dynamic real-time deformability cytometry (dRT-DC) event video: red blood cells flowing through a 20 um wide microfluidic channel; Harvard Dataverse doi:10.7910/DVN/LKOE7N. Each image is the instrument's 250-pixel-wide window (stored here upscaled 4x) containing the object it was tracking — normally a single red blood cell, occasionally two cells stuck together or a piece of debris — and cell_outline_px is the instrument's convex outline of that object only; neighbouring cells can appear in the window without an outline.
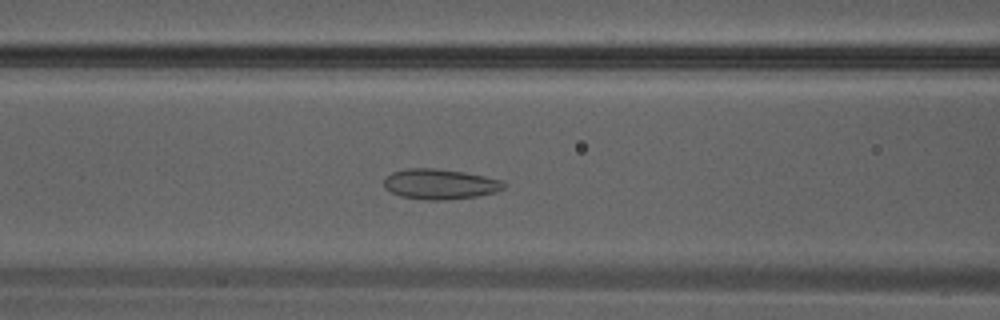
{"species": "Egyptian fruit bat (a non-hibernating species)", "species_latin": "Rousettus aegyptiacus", "temperature_condition": "warm", "stored_images_in_passage": 27, "camera_frame_rate_fps": 3000, "um_per_image_px": 0.085, "animal": {"sex": "male"}, "frame": {"image": 1, "passage_image": 8, "time_ms": 2.333, "image_size_px": [1000, 320], "cell_outline_px": [[508, 184], [504, 188], [496, 192], [480, 196], [440, 200], [428, 200], [400, 196], [384, 188], [384, 180], [392, 172], [408, 168], [436, 168], [464, 172], [504, 180]], "centroid_in_image_um": [37.44, 15.64], "position_along_channel_um": 129.2, "area_um2": 21.27}}
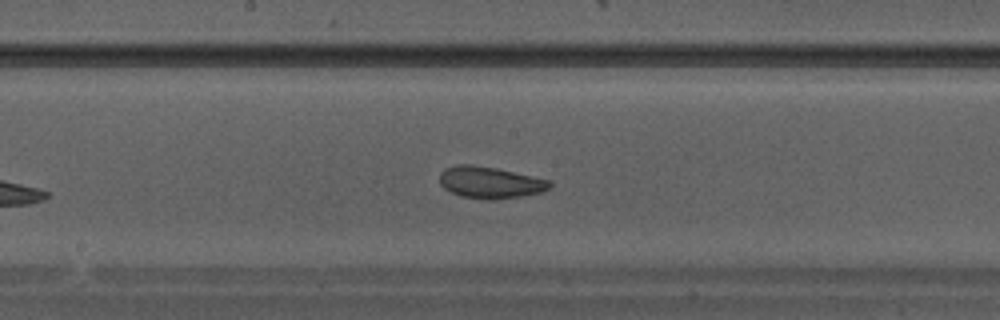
{"frame": {"image": 2, "passage_image": 12, "time_ms": 3.667, "image_size_px": [1000, 320], "cell_outline_px": [[552, 184], [548, 188], [540, 192], [520, 196], [464, 196], [452, 192], [444, 188], [440, 184], [440, 172], [444, 168], [456, 164], [472, 164], [496, 168], [552, 180]], "centroid_in_image_um": [41.64, 15.43], "position_along_channel_um": 206.6, "area_um2": 19.42}}